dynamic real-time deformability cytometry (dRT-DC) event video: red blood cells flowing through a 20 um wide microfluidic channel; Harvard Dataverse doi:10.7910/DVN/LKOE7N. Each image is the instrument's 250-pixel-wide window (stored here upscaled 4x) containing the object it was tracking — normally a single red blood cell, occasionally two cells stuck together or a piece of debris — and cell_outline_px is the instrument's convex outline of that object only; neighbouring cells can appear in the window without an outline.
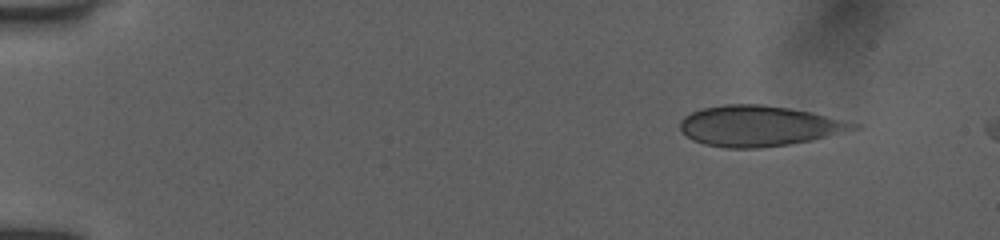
{"species": "human", "species_latin": "Homo sapiens", "temperature_condition": "room temperature", "stored_images_in_passage": 3, "camera_frame_rate_fps": 3000, "um_per_image_px": 0.085, "donor": {"sex": "female"}, "frame": {"image": 1, "passage_image": 1, "time_ms": 0.0, "image_size_px": [1000, 240], "cell_outline_px": [[860, 128], [812, 140], [788, 144], [760, 148], [728, 148], [704, 144], [692, 140], [680, 132], [680, 120], [684, 116], [692, 112], [704, 108], [724, 104], [760, 104], [788, 108], [808, 112], [844, 120], [860, 124]], "centroid_in_image_um": [64.47, 10.71], "position_along_channel_um": 20.5, "area_um2": 40.75}}